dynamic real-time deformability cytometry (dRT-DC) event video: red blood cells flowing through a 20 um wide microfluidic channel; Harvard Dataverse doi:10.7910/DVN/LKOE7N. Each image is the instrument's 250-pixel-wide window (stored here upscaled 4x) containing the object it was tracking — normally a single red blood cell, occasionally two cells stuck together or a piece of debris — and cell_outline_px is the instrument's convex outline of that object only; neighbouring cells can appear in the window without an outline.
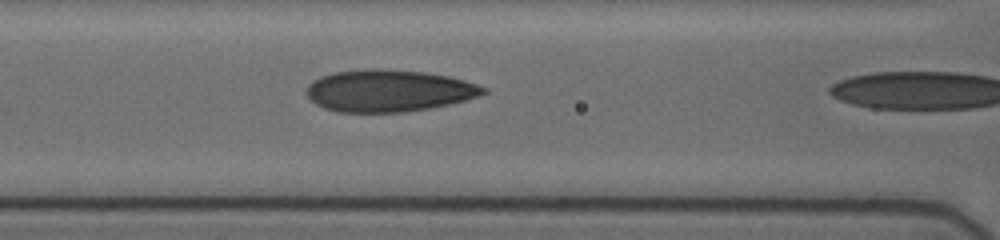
{"species": "human", "species_latin": "Homo sapiens", "temperature_condition": "cold", "stored_images_in_passage": 4, "segment_of_instrument_passage": [1, 2], "camera_frame_rate_fps": 3000, "um_per_image_px": 0.085, "donor": {"sex": "female"}, "frame": {"image": 1, "passage_image": 3, "time_ms": 1.667, "image_size_px": [1000, 240], "cell_outline_px": [[488, 92], [480, 96], [448, 104], [428, 108], [404, 112], [340, 112], [324, 108], [316, 104], [308, 96], [308, 84], [312, 80], [320, 76], [336, 72], [368, 68], [376, 68], [424, 72], [448, 76], [464, 80], [488, 88]], "centroid_in_image_um": [33.05, 7.7], "position_along_channel_um": 133.6, "area_um2": 43.12}}